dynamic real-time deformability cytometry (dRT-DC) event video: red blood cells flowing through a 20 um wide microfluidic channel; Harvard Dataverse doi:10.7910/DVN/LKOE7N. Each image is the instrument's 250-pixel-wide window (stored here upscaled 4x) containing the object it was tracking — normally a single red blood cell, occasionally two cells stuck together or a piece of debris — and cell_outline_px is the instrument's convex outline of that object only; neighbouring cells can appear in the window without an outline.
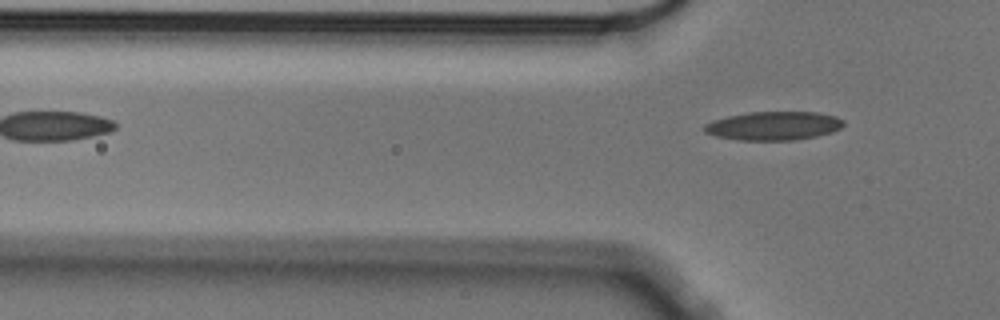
{"species": "Egyptian fruit bat (a non-hibernating species)", "species_latin": "Rousettus aegyptiacus", "temperature_condition": "cold", "stored_images_in_passage": 4, "camera_frame_rate_fps": 3000, "um_per_image_px": 0.085, "animal": {"sex": "male"}, "frame": {"image": 1, "passage_image": 4, "time_ms": 1.0, "image_size_px": [1000, 320], "cell_outline_px": [[844, 124], [840, 128], [832, 132], [816, 136], [796, 140], [736, 140], [716, 136], [704, 132], [704, 124], [712, 120], [728, 116], [748, 112], [820, 112], [836, 116], [844, 120]], "centroid_in_image_um": [65.76, 10.69], "position_along_channel_um": 60.0, "area_um2": 23.41}}